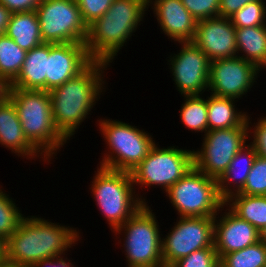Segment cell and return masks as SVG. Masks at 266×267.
Returning <instances> with one entry per match:
<instances>
[{
	"mask_svg": "<svg viewBox=\"0 0 266 267\" xmlns=\"http://www.w3.org/2000/svg\"><path fill=\"white\" fill-rule=\"evenodd\" d=\"M77 229L39 216L24 217L6 240L7 259L21 267H32L46 258L66 255L80 241Z\"/></svg>",
	"mask_w": 266,
	"mask_h": 267,
	"instance_id": "cell-1",
	"label": "cell"
},
{
	"mask_svg": "<svg viewBox=\"0 0 266 267\" xmlns=\"http://www.w3.org/2000/svg\"><path fill=\"white\" fill-rule=\"evenodd\" d=\"M110 65L102 61H92L77 76L50 91L55 125L68 140L76 133L96 101H99L101 93L105 91L104 70Z\"/></svg>",
	"mask_w": 266,
	"mask_h": 267,
	"instance_id": "cell-2",
	"label": "cell"
},
{
	"mask_svg": "<svg viewBox=\"0 0 266 267\" xmlns=\"http://www.w3.org/2000/svg\"><path fill=\"white\" fill-rule=\"evenodd\" d=\"M148 0H114L107 12L88 26L85 46L93 61L112 63L145 16Z\"/></svg>",
	"mask_w": 266,
	"mask_h": 267,
	"instance_id": "cell-3",
	"label": "cell"
},
{
	"mask_svg": "<svg viewBox=\"0 0 266 267\" xmlns=\"http://www.w3.org/2000/svg\"><path fill=\"white\" fill-rule=\"evenodd\" d=\"M27 140L50 162L68 139L57 129L52 114L50 92L6 88Z\"/></svg>",
	"mask_w": 266,
	"mask_h": 267,
	"instance_id": "cell-4",
	"label": "cell"
},
{
	"mask_svg": "<svg viewBox=\"0 0 266 267\" xmlns=\"http://www.w3.org/2000/svg\"><path fill=\"white\" fill-rule=\"evenodd\" d=\"M92 180L91 193L112 232L148 203L136 193L130 172L98 166Z\"/></svg>",
	"mask_w": 266,
	"mask_h": 267,
	"instance_id": "cell-5",
	"label": "cell"
},
{
	"mask_svg": "<svg viewBox=\"0 0 266 267\" xmlns=\"http://www.w3.org/2000/svg\"><path fill=\"white\" fill-rule=\"evenodd\" d=\"M99 128L109 151L104 153L100 167L131 172L148 155L156 144L153 137L119 120L99 119Z\"/></svg>",
	"mask_w": 266,
	"mask_h": 267,
	"instance_id": "cell-6",
	"label": "cell"
},
{
	"mask_svg": "<svg viewBox=\"0 0 266 267\" xmlns=\"http://www.w3.org/2000/svg\"><path fill=\"white\" fill-rule=\"evenodd\" d=\"M144 204L133 216L117 228L123 234V248L128 267H164L162 237L154 212Z\"/></svg>",
	"mask_w": 266,
	"mask_h": 267,
	"instance_id": "cell-7",
	"label": "cell"
},
{
	"mask_svg": "<svg viewBox=\"0 0 266 267\" xmlns=\"http://www.w3.org/2000/svg\"><path fill=\"white\" fill-rule=\"evenodd\" d=\"M166 196L179 217H215L225 207L217 180L194 166L166 191Z\"/></svg>",
	"mask_w": 266,
	"mask_h": 267,
	"instance_id": "cell-8",
	"label": "cell"
},
{
	"mask_svg": "<svg viewBox=\"0 0 266 267\" xmlns=\"http://www.w3.org/2000/svg\"><path fill=\"white\" fill-rule=\"evenodd\" d=\"M194 166L193 151L175 146L160 148L156 143L130 173L134 186H156L167 191Z\"/></svg>",
	"mask_w": 266,
	"mask_h": 267,
	"instance_id": "cell-9",
	"label": "cell"
},
{
	"mask_svg": "<svg viewBox=\"0 0 266 267\" xmlns=\"http://www.w3.org/2000/svg\"><path fill=\"white\" fill-rule=\"evenodd\" d=\"M35 11L43 43H85L88 27L76 0H42Z\"/></svg>",
	"mask_w": 266,
	"mask_h": 267,
	"instance_id": "cell-10",
	"label": "cell"
},
{
	"mask_svg": "<svg viewBox=\"0 0 266 267\" xmlns=\"http://www.w3.org/2000/svg\"><path fill=\"white\" fill-rule=\"evenodd\" d=\"M248 127L216 129L204 134L202 147L193 150L194 167L218 180L236 153L247 143Z\"/></svg>",
	"mask_w": 266,
	"mask_h": 267,
	"instance_id": "cell-11",
	"label": "cell"
},
{
	"mask_svg": "<svg viewBox=\"0 0 266 267\" xmlns=\"http://www.w3.org/2000/svg\"><path fill=\"white\" fill-rule=\"evenodd\" d=\"M162 238V260L170 267L194 251L214 248V217H178Z\"/></svg>",
	"mask_w": 266,
	"mask_h": 267,
	"instance_id": "cell-12",
	"label": "cell"
},
{
	"mask_svg": "<svg viewBox=\"0 0 266 267\" xmlns=\"http://www.w3.org/2000/svg\"><path fill=\"white\" fill-rule=\"evenodd\" d=\"M178 43L179 53L168 57L176 88L182 96L202 95L208 91L211 61L193 41Z\"/></svg>",
	"mask_w": 266,
	"mask_h": 267,
	"instance_id": "cell-13",
	"label": "cell"
},
{
	"mask_svg": "<svg viewBox=\"0 0 266 267\" xmlns=\"http://www.w3.org/2000/svg\"><path fill=\"white\" fill-rule=\"evenodd\" d=\"M259 71L262 70L255 64L238 56L211 61L208 92L218 97L241 99L257 82Z\"/></svg>",
	"mask_w": 266,
	"mask_h": 267,
	"instance_id": "cell-14",
	"label": "cell"
},
{
	"mask_svg": "<svg viewBox=\"0 0 266 267\" xmlns=\"http://www.w3.org/2000/svg\"><path fill=\"white\" fill-rule=\"evenodd\" d=\"M92 61L88 55L85 43H49L46 91L50 92L52 89L77 76Z\"/></svg>",
	"mask_w": 266,
	"mask_h": 267,
	"instance_id": "cell-15",
	"label": "cell"
},
{
	"mask_svg": "<svg viewBox=\"0 0 266 267\" xmlns=\"http://www.w3.org/2000/svg\"><path fill=\"white\" fill-rule=\"evenodd\" d=\"M193 43L210 61L237 56L236 27L230 18L218 16L197 21Z\"/></svg>",
	"mask_w": 266,
	"mask_h": 267,
	"instance_id": "cell-16",
	"label": "cell"
},
{
	"mask_svg": "<svg viewBox=\"0 0 266 267\" xmlns=\"http://www.w3.org/2000/svg\"><path fill=\"white\" fill-rule=\"evenodd\" d=\"M228 210V211H227ZM214 217V248L220 259L223 255L242 250L260 240V232L239 218L228 207Z\"/></svg>",
	"mask_w": 266,
	"mask_h": 267,
	"instance_id": "cell-17",
	"label": "cell"
},
{
	"mask_svg": "<svg viewBox=\"0 0 266 267\" xmlns=\"http://www.w3.org/2000/svg\"><path fill=\"white\" fill-rule=\"evenodd\" d=\"M161 31L174 42L193 41L197 20L181 0H148Z\"/></svg>",
	"mask_w": 266,
	"mask_h": 267,
	"instance_id": "cell-18",
	"label": "cell"
},
{
	"mask_svg": "<svg viewBox=\"0 0 266 267\" xmlns=\"http://www.w3.org/2000/svg\"><path fill=\"white\" fill-rule=\"evenodd\" d=\"M0 145L18 157L28 160L40 157L47 163V159L25 137L17 110L8 97L0 103Z\"/></svg>",
	"mask_w": 266,
	"mask_h": 267,
	"instance_id": "cell-19",
	"label": "cell"
},
{
	"mask_svg": "<svg viewBox=\"0 0 266 267\" xmlns=\"http://www.w3.org/2000/svg\"><path fill=\"white\" fill-rule=\"evenodd\" d=\"M48 58L49 43H42L28 51L20 73L7 87L46 91Z\"/></svg>",
	"mask_w": 266,
	"mask_h": 267,
	"instance_id": "cell-20",
	"label": "cell"
},
{
	"mask_svg": "<svg viewBox=\"0 0 266 267\" xmlns=\"http://www.w3.org/2000/svg\"><path fill=\"white\" fill-rule=\"evenodd\" d=\"M256 157L257 153L250 144L244 145L236 153L226 171L217 180L218 193L224 201L243 189Z\"/></svg>",
	"mask_w": 266,
	"mask_h": 267,
	"instance_id": "cell-21",
	"label": "cell"
},
{
	"mask_svg": "<svg viewBox=\"0 0 266 267\" xmlns=\"http://www.w3.org/2000/svg\"><path fill=\"white\" fill-rule=\"evenodd\" d=\"M5 34L26 52L43 43L35 10L12 13Z\"/></svg>",
	"mask_w": 266,
	"mask_h": 267,
	"instance_id": "cell-22",
	"label": "cell"
},
{
	"mask_svg": "<svg viewBox=\"0 0 266 267\" xmlns=\"http://www.w3.org/2000/svg\"><path fill=\"white\" fill-rule=\"evenodd\" d=\"M209 96L207 97L208 131L234 127H248L246 123L248 113H242V111L236 109L235 102L237 100L218 97L212 94Z\"/></svg>",
	"mask_w": 266,
	"mask_h": 267,
	"instance_id": "cell-23",
	"label": "cell"
},
{
	"mask_svg": "<svg viewBox=\"0 0 266 267\" xmlns=\"http://www.w3.org/2000/svg\"><path fill=\"white\" fill-rule=\"evenodd\" d=\"M236 46L238 57L266 70V25L236 28Z\"/></svg>",
	"mask_w": 266,
	"mask_h": 267,
	"instance_id": "cell-24",
	"label": "cell"
},
{
	"mask_svg": "<svg viewBox=\"0 0 266 267\" xmlns=\"http://www.w3.org/2000/svg\"><path fill=\"white\" fill-rule=\"evenodd\" d=\"M225 207L259 232L266 227V196L236 193L225 200Z\"/></svg>",
	"mask_w": 266,
	"mask_h": 267,
	"instance_id": "cell-25",
	"label": "cell"
},
{
	"mask_svg": "<svg viewBox=\"0 0 266 267\" xmlns=\"http://www.w3.org/2000/svg\"><path fill=\"white\" fill-rule=\"evenodd\" d=\"M26 53L12 38L0 35V84L8 86L18 76Z\"/></svg>",
	"mask_w": 266,
	"mask_h": 267,
	"instance_id": "cell-26",
	"label": "cell"
},
{
	"mask_svg": "<svg viewBox=\"0 0 266 267\" xmlns=\"http://www.w3.org/2000/svg\"><path fill=\"white\" fill-rule=\"evenodd\" d=\"M182 97H184V103L179 114L181 123L195 133L197 131L206 134L208 132L207 98L205 99L202 95Z\"/></svg>",
	"mask_w": 266,
	"mask_h": 267,
	"instance_id": "cell-27",
	"label": "cell"
},
{
	"mask_svg": "<svg viewBox=\"0 0 266 267\" xmlns=\"http://www.w3.org/2000/svg\"><path fill=\"white\" fill-rule=\"evenodd\" d=\"M219 267H266V244L261 240L219 259Z\"/></svg>",
	"mask_w": 266,
	"mask_h": 267,
	"instance_id": "cell-28",
	"label": "cell"
},
{
	"mask_svg": "<svg viewBox=\"0 0 266 267\" xmlns=\"http://www.w3.org/2000/svg\"><path fill=\"white\" fill-rule=\"evenodd\" d=\"M14 199L0 188V237L7 240L24 218Z\"/></svg>",
	"mask_w": 266,
	"mask_h": 267,
	"instance_id": "cell-29",
	"label": "cell"
},
{
	"mask_svg": "<svg viewBox=\"0 0 266 267\" xmlns=\"http://www.w3.org/2000/svg\"><path fill=\"white\" fill-rule=\"evenodd\" d=\"M264 0L250 2L234 13L230 20L236 28L266 25V5Z\"/></svg>",
	"mask_w": 266,
	"mask_h": 267,
	"instance_id": "cell-30",
	"label": "cell"
},
{
	"mask_svg": "<svg viewBox=\"0 0 266 267\" xmlns=\"http://www.w3.org/2000/svg\"><path fill=\"white\" fill-rule=\"evenodd\" d=\"M239 194L266 196V159L257 155Z\"/></svg>",
	"mask_w": 266,
	"mask_h": 267,
	"instance_id": "cell-31",
	"label": "cell"
},
{
	"mask_svg": "<svg viewBox=\"0 0 266 267\" xmlns=\"http://www.w3.org/2000/svg\"><path fill=\"white\" fill-rule=\"evenodd\" d=\"M170 267H219V258L215 248H204L179 259Z\"/></svg>",
	"mask_w": 266,
	"mask_h": 267,
	"instance_id": "cell-32",
	"label": "cell"
},
{
	"mask_svg": "<svg viewBox=\"0 0 266 267\" xmlns=\"http://www.w3.org/2000/svg\"><path fill=\"white\" fill-rule=\"evenodd\" d=\"M114 0H76L82 19L87 27L101 18Z\"/></svg>",
	"mask_w": 266,
	"mask_h": 267,
	"instance_id": "cell-33",
	"label": "cell"
},
{
	"mask_svg": "<svg viewBox=\"0 0 266 267\" xmlns=\"http://www.w3.org/2000/svg\"><path fill=\"white\" fill-rule=\"evenodd\" d=\"M181 2L197 21L219 16V0H181Z\"/></svg>",
	"mask_w": 266,
	"mask_h": 267,
	"instance_id": "cell-34",
	"label": "cell"
},
{
	"mask_svg": "<svg viewBox=\"0 0 266 267\" xmlns=\"http://www.w3.org/2000/svg\"><path fill=\"white\" fill-rule=\"evenodd\" d=\"M250 117L251 116L247 117L246 123L248 125V130H250L248 131V138H251L250 135L252 134L253 141L249 144L255 149L257 155L266 159V116L260 117V119L258 118V122H254L252 127H250L252 123L249 122L251 121ZM251 129L253 130L252 132Z\"/></svg>",
	"mask_w": 266,
	"mask_h": 267,
	"instance_id": "cell-35",
	"label": "cell"
},
{
	"mask_svg": "<svg viewBox=\"0 0 266 267\" xmlns=\"http://www.w3.org/2000/svg\"><path fill=\"white\" fill-rule=\"evenodd\" d=\"M42 0H0L12 13L36 10Z\"/></svg>",
	"mask_w": 266,
	"mask_h": 267,
	"instance_id": "cell-36",
	"label": "cell"
},
{
	"mask_svg": "<svg viewBox=\"0 0 266 267\" xmlns=\"http://www.w3.org/2000/svg\"><path fill=\"white\" fill-rule=\"evenodd\" d=\"M257 0H219V17L230 18L246 4Z\"/></svg>",
	"mask_w": 266,
	"mask_h": 267,
	"instance_id": "cell-37",
	"label": "cell"
},
{
	"mask_svg": "<svg viewBox=\"0 0 266 267\" xmlns=\"http://www.w3.org/2000/svg\"><path fill=\"white\" fill-rule=\"evenodd\" d=\"M32 267H76L71 260L64 256L46 258L35 263Z\"/></svg>",
	"mask_w": 266,
	"mask_h": 267,
	"instance_id": "cell-38",
	"label": "cell"
},
{
	"mask_svg": "<svg viewBox=\"0 0 266 267\" xmlns=\"http://www.w3.org/2000/svg\"><path fill=\"white\" fill-rule=\"evenodd\" d=\"M12 12L0 4V35L5 34Z\"/></svg>",
	"mask_w": 266,
	"mask_h": 267,
	"instance_id": "cell-39",
	"label": "cell"
},
{
	"mask_svg": "<svg viewBox=\"0 0 266 267\" xmlns=\"http://www.w3.org/2000/svg\"><path fill=\"white\" fill-rule=\"evenodd\" d=\"M7 259L6 240L0 237V262Z\"/></svg>",
	"mask_w": 266,
	"mask_h": 267,
	"instance_id": "cell-40",
	"label": "cell"
},
{
	"mask_svg": "<svg viewBox=\"0 0 266 267\" xmlns=\"http://www.w3.org/2000/svg\"><path fill=\"white\" fill-rule=\"evenodd\" d=\"M0 267H21V266L6 259L5 261L0 262Z\"/></svg>",
	"mask_w": 266,
	"mask_h": 267,
	"instance_id": "cell-41",
	"label": "cell"
},
{
	"mask_svg": "<svg viewBox=\"0 0 266 267\" xmlns=\"http://www.w3.org/2000/svg\"><path fill=\"white\" fill-rule=\"evenodd\" d=\"M7 86L0 84V103L7 97Z\"/></svg>",
	"mask_w": 266,
	"mask_h": 267,
	"instance_id": "cell-42",
	"label": "cell"
},
{
	"mask_svg": "<svg viewBox=\"0 0 266 267\" xmlns=\"http://www.w3.org/2000/svg\"><path fill=\"white\" fill-rule=\"evenodd\" d=\"M260 240L266 244V227L260 231Z\"/></svg>",
	"mask_w": 266,
	"mask_h": 267,
	"instance_id": "cell-43",
	"label": "cell"
}]
</instances>
